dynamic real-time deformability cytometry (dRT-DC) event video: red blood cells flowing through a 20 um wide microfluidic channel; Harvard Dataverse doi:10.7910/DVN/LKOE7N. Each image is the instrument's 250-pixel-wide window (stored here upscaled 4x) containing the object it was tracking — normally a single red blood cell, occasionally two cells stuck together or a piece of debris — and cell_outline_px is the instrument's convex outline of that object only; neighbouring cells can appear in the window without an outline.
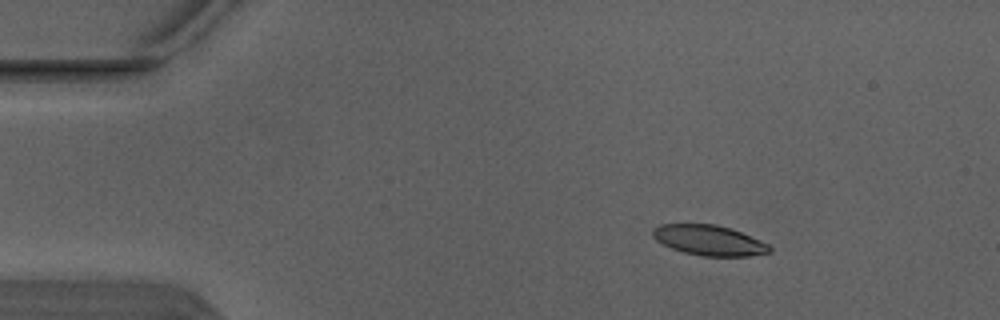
{"species": "Egyptian fruit bat (a non-hibernating species)", "species_latin": "Rousettus aegyptiacus", "temperature_condition": "warm", "stored_images_in_passage": 3, "camera_frame_rate_fps": 3000, "um_per_image_px": 0.085, "animal": {"sex": "male"}, "frame": {"image": 1, "passage_image": 1, "time_ms": 0.0, "image_size_px": [1000, 320], "cell_outline_px": [[772, 252], [748, 256], [700, 256], [684, 252], [672, 248], [656, 240], [652, 236], [652, 228], [660, 224], [716, 224], [732, 228], [768, 244], [772, 248]], "centroid_in_image_um": [60.27, 20.42], "position_along_channel_um": 24.7, "area_um2": 20.63}}